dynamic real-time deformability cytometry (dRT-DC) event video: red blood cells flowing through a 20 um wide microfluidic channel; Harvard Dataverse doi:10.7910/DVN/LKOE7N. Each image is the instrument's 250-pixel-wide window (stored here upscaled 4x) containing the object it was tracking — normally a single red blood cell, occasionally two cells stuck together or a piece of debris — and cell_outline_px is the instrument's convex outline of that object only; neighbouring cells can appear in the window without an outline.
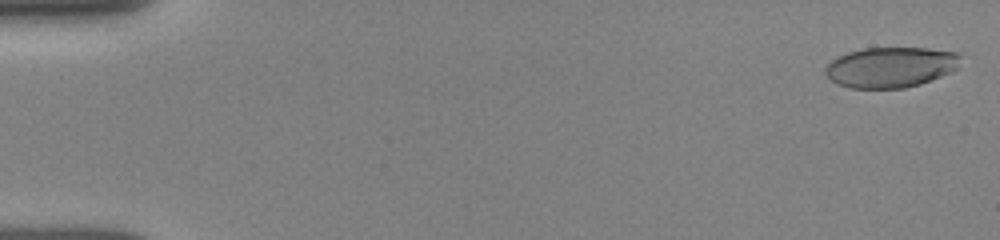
{"species": "human", "species_latin": "Homo sapiens", "temperature_condition": "room temperature", "stored_images_in_passage": 20, "camera_frame_rate_fps": 3000, "um_per_image_px": 0.085, "donor": {"sex": "female"}, "frame": {"image": 1, "passage_image": 1, "time_ms": 0.0, "image_size_px": [1000, 240], "cell_outline_px": [[960, 56], [956, 68], [952, 72], [920, 84], [904, 88], [852, 88], [836, 84], [824, 72], [824, 68], [836, 56], [848, 52], [864, 48], [928, 48], [960, 52]], "centroid_in_image_um": [75.7, 5.7], "position_along_channel_um": 9.3, "area_um2": 31.96}}
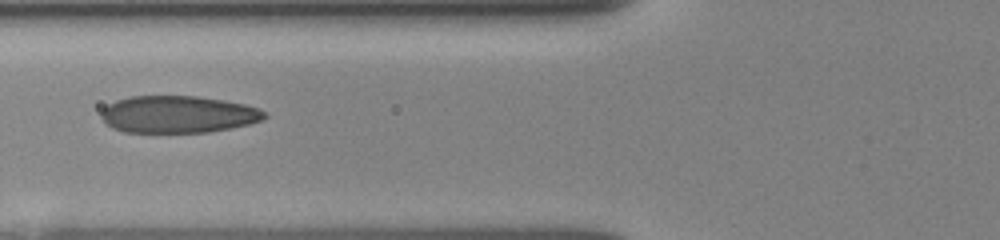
{"frame": {"image": 2, "passage_image": 15, "time_ms": 4.667, "image_size_px": [1000, 240], "cell_outline_px": [[268, 116], [264, 120], [248, 124], [208, 132], [124, 132], [112, 128], [100, 116], [100, 112], [108, 104], [116, 100], [132, 96], [196, 96], [224, 100], [244, 104], [260, 108]], "centroid_in_image_um": [15.13, 9.71], "position_along_channel_um": 110.7, "area_um2": 35.32}}
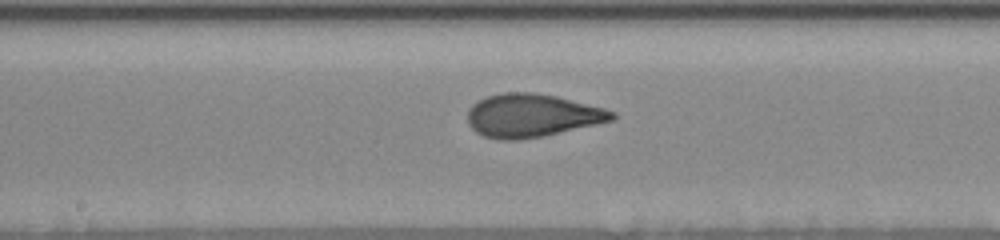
{"frame": {"image": 3, "passage_image": 20, "time_ms": 6.333, "image_size_px": [1000, 240], "cell_outline_px": [[616, 116], [612, 120], [596, 124], [540, 136], [520, 140], [500, 140], [484, 136], [476, 132], [468, 124], [468, 112], [472, 104], [488, 96], [504, 92], [532, 92], [556, 96], [604, 108], [616, 112]], "centroid_in_image_um": [45.19, 9.81], "position_along_channel_um": 203.0, "area_um2": 36.01}}